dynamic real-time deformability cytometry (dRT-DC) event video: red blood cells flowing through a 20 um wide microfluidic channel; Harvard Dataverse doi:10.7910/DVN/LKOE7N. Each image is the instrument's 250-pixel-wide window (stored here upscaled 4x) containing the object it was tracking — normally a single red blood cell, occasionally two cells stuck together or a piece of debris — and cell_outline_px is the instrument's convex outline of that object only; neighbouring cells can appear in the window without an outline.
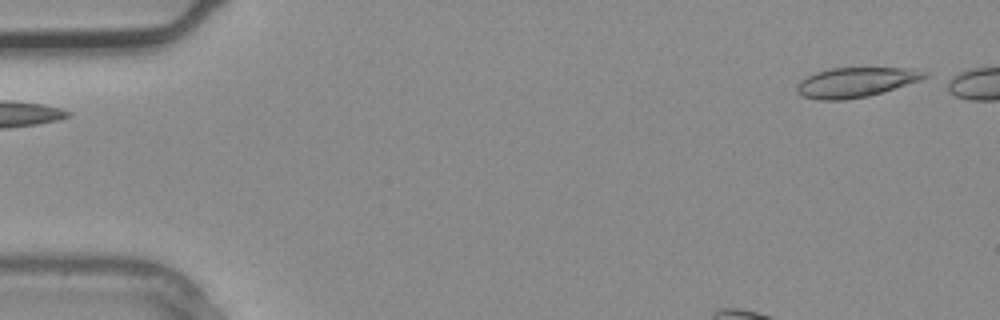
{"species": "common noctule bat (a hibernating species)", "species_latin": "Nyctalus noctula", "temperature_condition": "warm", "stored_images_in_passage": 4, "segment_of_instrument_passage": [2, 2], "camera_frame_rate_fps": 3000, "um_per_image_px": 0.085, "animal": {"sex": "male", "body_mass_g": 20.4}, "frame": {"image": 1, "passage_image": 4, "time_ms": 1.0, "image_size_px": [1000, 320], "cell_outline_px": [[932, 72], [928, 76], [920, 80], [868, 96], [844, 100], [816, 100], [804, 96], [796, 92], [796, 88], [800, 80], [816, 72], [828, 68], [916, 68]], "centroid_in_image_um": [72.76, 6.98], "position_along_channel_um": 12.2, "area_um2": 22.25}}